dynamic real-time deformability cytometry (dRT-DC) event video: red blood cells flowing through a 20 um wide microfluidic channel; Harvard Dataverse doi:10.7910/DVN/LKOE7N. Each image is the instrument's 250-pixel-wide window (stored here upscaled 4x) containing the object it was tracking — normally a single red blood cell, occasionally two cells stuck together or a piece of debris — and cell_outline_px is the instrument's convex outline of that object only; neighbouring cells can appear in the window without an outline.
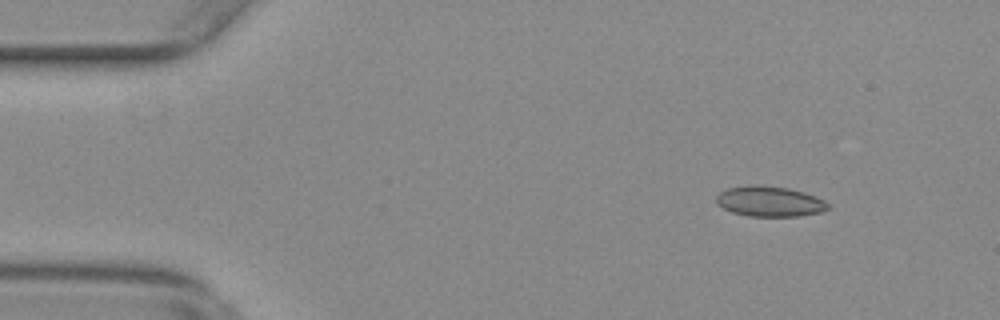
{"species": "common noctule bat (a hibernating species)", "species_latin": "Nyctalus noctula", "temperature_condition": "warm", "stored_images_in_passage": 54, "camera_frame_rate_fps": 3000, "um_per_image_px": 0.085, "animal": {"sex": "female", "body_mass_g": 29.2, "forearm_length_mm": 56.3}, "frame": {"image": 1, "passage_image": 6, "time_ms": 1.667, "image_size_px": [1000, 320], "cell_outline_px": [[828, 208], [820, 212], [800, 216], [748, 216], [732, 212], [716, 204], [716, 196], [720, 192], [728, 188], [788, 188], [804, 192], [816, 196], [824, 200], [828, 204]], "centroid_in_image_um": [65.45, 17.17], "position_along_channel_um": 19.5, "area_um2": 18.84}}
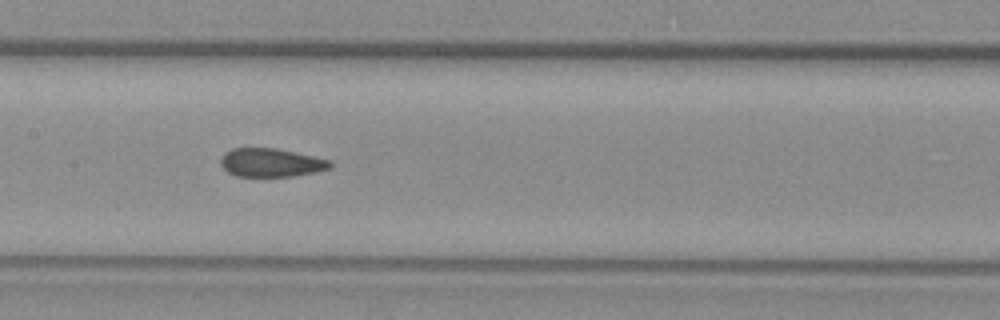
{"frame": {"image": 2, "passage_image": 26, "time_ms": 8.333, "image_size_px": [1000, 320], "cell_outline_px": [[332, 164], [328, 168], [316, 172], [292, 176], [236, 176], [228, 172], [220, 164], [220, 160], [224, 152], [232, 148], [276, 148], [332, 160]], "centroid_in_image_um": [23.02, 13.81], "position_along_channel_um": 184.4, "area_um2": 18.15}}
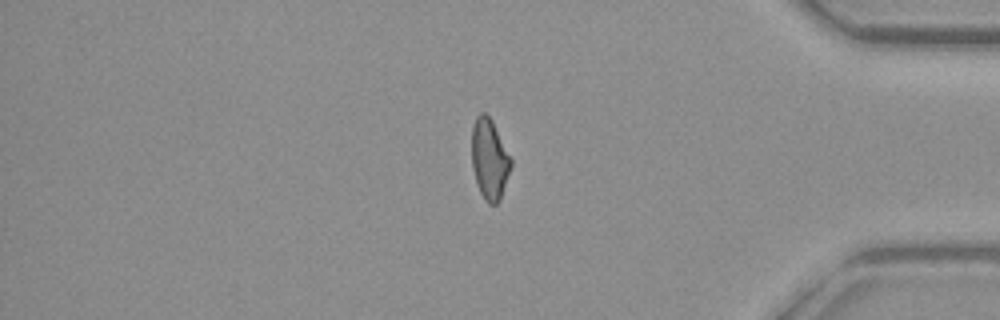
{"frame": {"image": 3, "passage_image": 45, "time_ms": 14.667, "image_size_px": [1000, 320], "cell_outline_px": [[512, 164], [500, 200], [496, 204], [488, 204], [484, 200], [480, 192], [472, 168], [472, 124], [476, 116], [480, 112], [484, 112], [492, 120], [512, 160]], "centroid_in_image_um": [41.59, 13.52], "position_along_channel_um": 393.6, "area_um2": 18.38}, "authors_computed_cell_mechanics": {"area_um2": 19.074, "velocity_mm_per_s": 3.7881, "shape_relaxation_time_tau1_ms": null, "shape_relaxation_time_tau2_ms": 1.2977, "deformation_change_tau1": null, "deformation_change_tau2": 0.059}}